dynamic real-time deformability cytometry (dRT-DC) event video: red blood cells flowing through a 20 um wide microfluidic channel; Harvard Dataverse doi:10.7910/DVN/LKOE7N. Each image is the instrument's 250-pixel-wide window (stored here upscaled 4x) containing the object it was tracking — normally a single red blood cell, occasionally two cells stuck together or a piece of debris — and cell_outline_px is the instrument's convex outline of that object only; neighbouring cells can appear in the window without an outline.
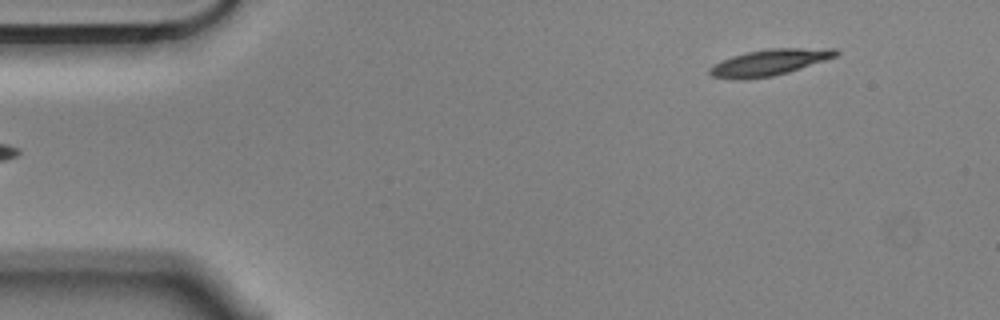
{"species": "Egyptian fruit bat (a non-hibernating species)", "species_latin": "Rousettus aegyptiacus", "temperature_condition": "cold", "stored_images_in_passage": 6, "segment_of_instrument_passage": [2, 2], "camera_frame_rate_fps": 3000, "um_per_image_px": 0.085, "animal": {"sex": "male"}, "frame": {"image": 1, "passage_image": 6, "time_ms": 1.667, "image_size_px": [1000, 320], "cell_outline_px": [[840, 52], [836, 56], [788, 72], [772, 76], [748, 80], [736, 80], [712, 76], [708, 72], [708, 68], [732, 56], [748, 52], [768, 48], [836, 48]], "centroid_in_image_um": [65.39, 5.31], "position_along_channel_um": 19.6, "area_um2": 19.19}}